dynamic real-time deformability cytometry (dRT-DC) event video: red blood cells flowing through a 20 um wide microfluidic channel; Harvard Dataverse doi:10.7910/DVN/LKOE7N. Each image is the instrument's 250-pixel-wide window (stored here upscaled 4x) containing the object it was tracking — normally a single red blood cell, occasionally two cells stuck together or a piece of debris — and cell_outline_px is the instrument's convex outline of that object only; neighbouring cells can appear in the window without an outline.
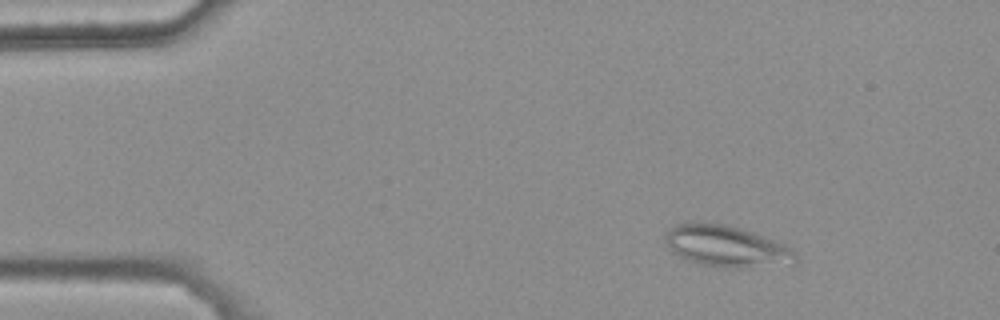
{"species": "common noctule bat (a hibernating species)", "species_latin": "Nyctalus noctula", "temperature_condition": "warm", "stored_images_in_passage": 45, "camera_frame_rate_fps": 3000, "um_per_image_px": 0.085, "animal": {"sex": "female", "body_mass_g": 25.1}, "frame": {"image": 1, "passage_image": 7, "time_ms": 2.0, "image_size_px": [1000, 320], "cell_outline_px": [[796, 260], [748, 268], [724, 268], [684, 260], [672, 252], [668, 248], [664, 240], [664, 236], [676, 224], [684, 220], [700, 220], [728, 224], [764, 236], [784, 244], [792, 248], [796, 256]], "centroid_in_image_um": [61.61, 20.88], "position_along_channel_um": 23.4, "area_um2": 31.67}}
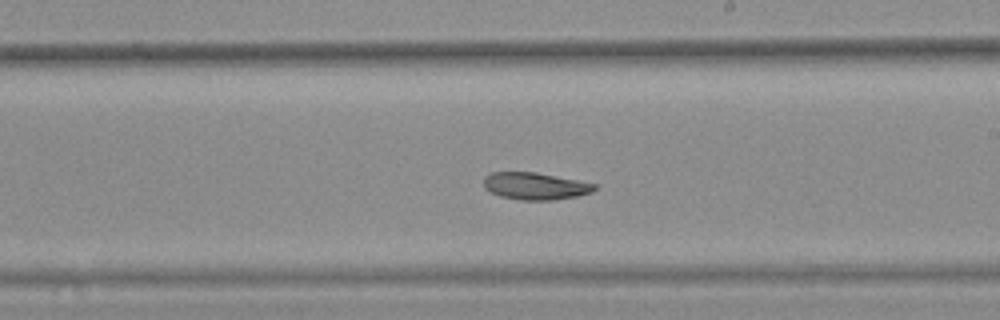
{"frame": {"image": 2, "passage_image": 31, "time_ms": 10.0, "image_size_px": [1000, 320], "cell_outline_px": [[596, 188], [592, 192], [576, 196], [552, 200], [520, 200], [500, 196], [488, 192], [484, 188], [484, 176], [492, 172], [536, 172], [596, 184]], "centroid_in_image_um": [45.44, 15.82], "position_along_channel_um": 243.6, "area_um2": 17.51}}
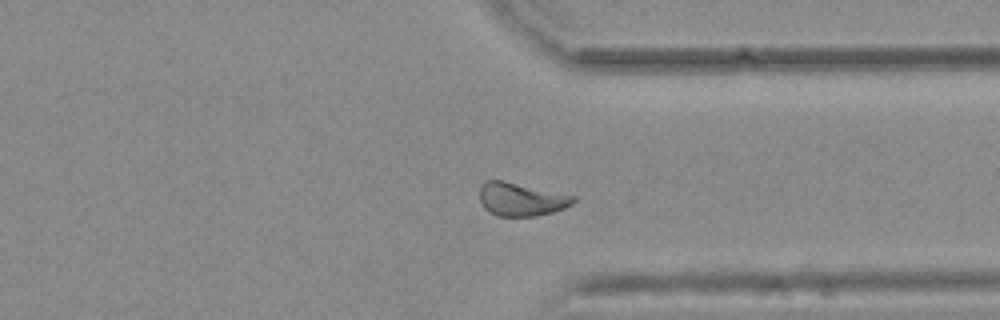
{"frame": {"image": 3, "passage_image": 41, "time_ms": 13.333, "image_size_px": [1000, 320], "cell_outline_px": [[576, 200], [572, 204], [564, 208], [552, 212], [536, 216], [496, 216], [488, 212], [484, 208], [480, 200], [480, 188], [488, 180], [504, 180], [576, 196]], "centroid_in_image_um": [44.3, 16.94], "position_along_channel_um": 367.1, "area_um2": 18.21}}